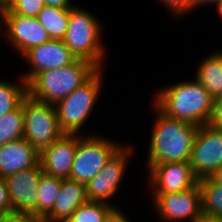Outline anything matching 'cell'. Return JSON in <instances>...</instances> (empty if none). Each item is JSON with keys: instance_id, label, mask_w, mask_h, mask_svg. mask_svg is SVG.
<instances>
[{"instance_id": "obj_14", "label": "cell", "mask_w": 222, "mask_h": 222, "mask_svg": "<svg viewBox=\"0 0 222 222\" xmlns=\"http://www.w3.org/2000/svg\"><path fill=\"white\" fill-rule=\"evenodd\" d=\"M23 58L31 66L30 70L20 77L26 83L42 71L66 67L77 60L63 40H50L33 47L23 55Z\"/></svg>"}, {"instance_id": "obj_29", "label": "cell", "mask_w": 222, "mask_h": 222, "mask_svg": "<svg viewBox=\"0 0 222 222\" xmlns=\"http://www.w3.org/2000/svg\"><path fill=\"white\" fill-rule=\"evenodd\" d=\"M123 211H120V208H115L106 218L103 222H131V220L129 221V219L127 218V216H125L124 213H122Z\"/></svg>"}, {"instance_id": "obj_9", "label": "cell", "mask_w": 222, "mask_h": 222, "mask_svg": "<svg viewBox=\"0 0 222 222\" xmlns=\"http://www.w3.org/2000/svg\"><path fill=\"white\" fill-rule=\"evenodd\" d=\"M189 163L198 180L222 167V129L209 124L198 127Z\"/></svg>"}, {"instance_id": "obj_32", "label": "cell", "mask_w": 222, "mask_h": 222, "mask_svg": "<svg viewBox=\"0 0 222 222\" xmlns=\"http://www.w3.org/2000/svg\"><path fill=\"white\" fill-rule=\"evenodd\" d=\"M9 10V0H0V18L3 21Z\"/></svg>"}, {"instance_id": "obj_2", "label": "cell", "mask_w": 222, "mask_h": 222, "mask_svg": "<svg viewBox=\"0 0 222 222\" xmlns=\"http://www.w3.org/2000/svg\"><path fill=\"white\" fill-rule=\"evenodd\" d=\"M154 108L157 116L149 141L147 165L189 162L198 126L170 118Z\"/></svg>"}, {"instance_id": "obj_16", "label": "cell", "mask_w": 222, "mask_h": 222, "mask_svg": "<svg viewBox=\"0 0 222 222\" xmlns=\"http://www.w3.org/2000/svg\"><path fill=\"white\" fill-rule=\"evenodd\" d=\"M39 162L40 154L24 138L0 146V177L33 168Z\"/></svg>"}, {"instance_id": "obj_30", "label": "cell", "mask_w": 222, "mask_h": 222, "mask_svg": "<svg viewBox=\"0 0 222 222\" xmlns=\"http://www.w3.org/2000/svg\"><path fill=\"white\" fill-rule=\"evenodd\" d=\"M45 6L50 7H59L62 9H71L76 7L73 3L71 4V0H43Z\"/></svg>"}, {"instance_id": "obj_25", "label": "cell", "mask_w": 222, "mask_h": 222, "mask_svg": "<svg viewBox=\"0 0 222 222\" xmlns=\"http://www.w3.org/2000/svg\"><path fill=\"white\" fill-rule=\"evenodd\" d=\"M44 6L43 0H9V10L7 14L37 17Z\"/></svg>"}, {"instance_id": "obj_28", "label": "cell", "mask_w": 222, "mask_h": 222, "mask_svg": "<svg viewBox=\"0 0 222 222\" xmlns=\"http://www.w3.org/2000/svg\"><path fill=\"white\" fill-rule=\"evenodd\" d=\"M208 124L212 127L222 129V96L214 99L212 113Z\"/></svg>"}, {"instance_id": "obj_17", "label": "cell", "mask_w": 222, "mask_h": 222, "mask_svg": "<svg viewBox=\"0 0 222 222\" xmlns=\"http://www.w3.org/2000/svg\"><path fill=\"white\" fill-rule=\"evenodd\" d=\"M87 201L86 185L71 179H62L53 209L40 222H66Z\"/></svg>"}, {"instance_id": "obj_13", "label": "cell", "mask_w": 222, "mask_h": 222, "mask_svg": "<svg viewBox=\"0 0 222 222\" xmlns=\"http://www.w3.org/2000/svg\"><path fill=\"white\" fill-rule=\"evenodd\" d=\"M5 37L12 47L23 56L28 50L51 40L37 17L6 14L3 19Z\"/></svg>"}, {"instance_id": "obj_12", "label": "cell", "mask_w": 222, "mask_h": 222, "mask_svg": "<svg viewBox=\"0 0 222 222\" xmlns=\"http://www.w3.org/2000/svg\"><path fill=\"white\" fill-rule=\"evenodd\" d=\"M147 166L153 194L184 192L193 188L198 182L189 162H169Z\"/></svg>"}, {"instance_id": "obj_5", "label": "cell", "mask_w": 222, "mask_h": 222, "mask_svg": "<svg viewBox=\"0 0 222 222\" xmlns=\"http://www.w3.org/2000/svg\"><path fill=\"white\" fill-rule=\"evenodd\" d=\"M103 69H98L85 83L55 104L59 126L64 134H77L91 114L103 82Z\"/></svg>"}, {"instance_id": "obj_7", "label": "cell", "mask_w": 222, "mask_h": 222, "mask_svg": "<svg viewBox=\"0 0 222 222\" xmlns=\"http://www.w3.org/2000/svg\"><path fill=\"white\" fill-rule=\"evenodd\" d=\"M122 145L108 137L81 133L69 179L86 185Z\"/></svg>"}, {"instance_id": "obj_21", "label": "cell", "mask_w": 222, "mask_h": 222, "mask_svg": "<svg viewBox=\"0 0 222 222\" xmlns=\"http://www.w3.org/2000/svg\"><path fill=\"white\" fill-rule=\"evenodd\" d=\"M62 179L42 174L38 186L37 222H40L52 209L59 196Z\"/></svg>"}, {"instance_id": "obj_27", "label": "cell", "mask_w": 222, "mask_h": 222, "mask_svg": "<svg viewBox=\"0 0 222 222\" xmlns=\"http://www.w3.org/2000/svg\"><path fill=\"white\" fill-rule=\"evenodd\" d=\"M0 212L2 214L14 213L10 204L7 183L3 177H0Z\"/></svg>"}, {"instance_id": "obj_3", "label": "cell", "mask_w": 222, "mask_h": 222, "mask_svg": "<svg viewBox=\"0 0 222 222\" xmlns=\"http://www.w3.org/2000/svg\"><path fill=\"white\" fill-rule=\"evenodd\" d=\"M98 68L84 59L53 70L42 71L27 82V94L35 100L56 104L85 83Z\"/></svg>"}, {"instance_id": "obj_24", "label": "cell", "mask_w": 222, "mask_h": 222, "mask_svg": "<svg viewBox=\"0 0 222 222\" xmlns=\"http://www.w3.org/2000/svg\"><path fill=\"white\" fill-rule=\"evenodd\" d=\"M116 206L87 201L81 204L66 222H103Z\"/></svg>"}, {"instance_id": "obj_36", "label": "cell", "mask_w": 222, "mask_h": 222, "mask_svg": "<svg viewBox=\"0 0 222 222\" xmlns=\"http://www.w3.org/2000/svg\"><path fill=\"white\" fill-rule=\"evenodd\" d=\"M216 6H217L218 14H220L222 18V1L217 3Z\"/></svg>"}, {"instance_id": "obj_11", "label": "cell", "mask_w": 222, "mask_h": 222, "mask_svg": "<svg viewBox=\"0 0 222 222\" xmlns=\"http://www.w3.org/2000/svg\"><path fill=\"white\" fill-rule=\"evenodd\" d=\"M154 208L163 221L195 222L202 216L198 183L184 192L153 194Z\"/></svg>"}, {"instance_id": "obj_20", "label": "cell", "mask_w": 222, "mask_h": 222, "mask_svg": "<svg viewBox=\"0 0 222 222\" xmlns=\"http://www.w3.org/2000/svg\"><path fill=\"white\" fill-rule=\"evenodd\" d=\"M202 215L222 220V186L210 177L198 180Z\"/></svg>"}, {"instance_id": "obj_8", "label": "cell", "mask_w": 222, "mask_h": 222, "mask_svg": "<svg viewBox=\"0 0 222 222\" xmlns=\"http://www.w3.org/2000/svg\"><path fill=\"white\" fill-rule=\"evenodd\" d=\"M43 173L39 162L33 168L5 177L13 212L26 222H37L38 186Z\"/></svg>"}, {"instance_id": "obj_18", "label": "cell", "mask_w": 222, "mask_h": 222, "mask_svg": "<svg viewBox=\"0 0 222 222\" xmlns=\"http://www.w3.org/2000/svg\"><path fill=\"white\" fill-rule=\"evenodd\" d=\"M198 65L195 78L213 99L222 96V51L210 53Z\"/></svg>"}, {"instance_id": "obj_22", "label": "cell", "mask_w": 222, "mask_h": 222, "mask_svg": "<svg viewBox=\"0 0 222 222\" xmlns=\"http://www.w3.org/2000/svg\"><path fill=\"white\" fill-rule=\"evenodd\" d=\"M24 138V115L21 104L0 117V146Z\"/></svg>"}, {"instance_id": "obj_4", "label": "cell", "mask_w": 222, "mask_h": 222, "mask_svg": "<svg viewBox=\"0 0 222 222\" xmlns=\"http://www.w3.org/2000/svg\"><path fill=\"white\" fill-rule=\"evenodd\" d=\"M101 22L88 10L79 6L70 9L68 28L63 39L67 48L77 57L103 68L105 50L102 45Z\"/></svg>"}, {"instance_id": "obj_19", "label": "cell", "mask_w": 222, "mask_h": 222, "mask_svg": "<svg viewBox=\"0 0 222 222\" xmlns=\"http://www.w3.org/2000/svg\"><path fill=\"white\" fill-rule=\"evenodd\" d=\"M69 18L70 9L50 6H44L37 16L51 40H63L65 38Z\"/></svg>"}, {"instance_id": "obj_26", "label": "cell", "mask_w": 222, "mask_h": 222, "mask_svg": "<svg viewBox=\"0 0 222 222\" xmlns=\"http://www.w3.org/2000/svg\"><path fill=\"white\" fill-rule=\"evenodd\" d=\"M168 7L173 16L186 15L195 9V0H159ZM182 14V15H181Z\"/></svg>"}, {"instance_id": "obj_1", "label": "cell", "mask_w": 222, "mask_h": 222, "mask_svg": "<svg viewBox=\"0 0 222 222\" xmlns=\"http://www.w3.org/2000/svg\"><path fill=\"white\" fill-rule=\"evenodd\" d=\"M153 105L170 118L198 127L208 124L214 99L195 78L163 87L155 95Z\"/></svg>"}, {"instance_id": "obj_33", "label": "cell", "mask_w": 222, "mask_h": 222, "mask_svg": "<svg viewBox=\"0 0 222 222\" xmlns=\"http://www.w3.org/2000/svg\"><path fill=\"white\" fill-rule=\"evenodd\" d=\"M210 178L217 183L218 185L222 186V167L217 169Z\"/></svg>"}, {"instance_id": "obj_10", "label": "cell", "mask_w": 222, "mask_h": 222, "mask_svg": "<svg viewBox=\"0 0 222 222\" xmlns=\"http://www.w3.org/2000/svg\"><path fill=\"white\" fill-rule=\"evenodd\" d=\"M132 150L131 146L122 145L105 163L101 171L86 184L88 201L103 202L115 206L110 199L114 197L121 186Z\"/></svg>"}, {"instance_id": "obj_15", "label": "cell", "mask_w": 222, "mask_h": 222, "mask_svg": "<svg viewBox=\"0 0 222 222\" xmlns=\"http://www.w3.org/2000/svg\"><path fill=\"white\" fill-rule=\"evenodd\" d=\"M78 144L77 134H63L40 153V164L45 174L69 179Z\"/></svg>"}, {"instance_id": "obj_6", "label": "cell", "mask_w": 222, "mask_h": 222, "mask_svg": "<svg viewBox=\"0 0 222 222\" xmlns=\"http://www.w3.org/2000/svg\"><path fill=\"white\" fill-rule=\"evenodd\" d=\"M24 139L40 154L64 133L54 104L33 99L28 94L22 100Z\"/></svg>"}, {"instance_id": "obj_34", "label": "cell", "mask_w": 222, "mask_h": 222, "mask_svg": "<svg viewBox=\"0 0 222 222\" xmlns=\"http://www.w3.org/2000/svg\"><path fill=\"white\" fill-rule=\"evenodd\" d=\"M222 0H195V9L197 8V7H200V6H202V5H208V4H213V6H214V4H217V3H219V2H221Z\"/></svg>"}, {"instance_id": "obj_31", "label": "cell", "mask_w": 222, "mask_h": 222, "mask_svg": "<svg viewBox=\"0 0 222 222\" xmlns=\"http://www.w3.org/2000/svg\"><path fill=\"white\" fill-rule=\"evenodd\" d=\"M0 222H26V221L22 216L16 213H10V214H3L0 217Z\"/></svg>"}, {"instance_id": "obj_23", "label": "cell", "mask_w": 222, "mask_h": 222, "mask_svg": "<svg viewBox=\"0 0 222 222\" xmlns=\"http://www.w3.org/2000/svg\"><path fill=\"white\" fill-rule=\"evenodd\" d=\"M27 95V83L21 78L20 83L0 80V117L15 110Z\"/></svg>"}, {"instance_id": "obj_35", "label": "cell", "mask_w": 222, "mask_h": 222, "mask_svg": "<svg viewBox=\"0 0 222 222\" xmlns=\"http://www.w3.org/2000/svg\"><path fill=\"white\" fill-rule=\"evenodd\" d=\"M195 222H222V220L217 218H211L206 216H201L199 219H197Z\"/></svg>"}]
</instances>
